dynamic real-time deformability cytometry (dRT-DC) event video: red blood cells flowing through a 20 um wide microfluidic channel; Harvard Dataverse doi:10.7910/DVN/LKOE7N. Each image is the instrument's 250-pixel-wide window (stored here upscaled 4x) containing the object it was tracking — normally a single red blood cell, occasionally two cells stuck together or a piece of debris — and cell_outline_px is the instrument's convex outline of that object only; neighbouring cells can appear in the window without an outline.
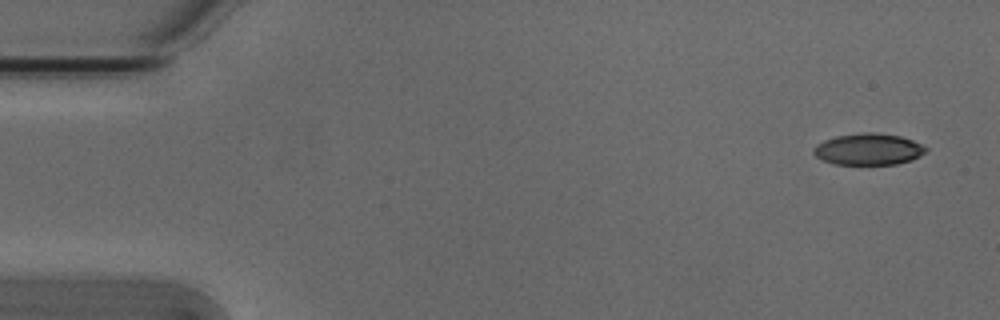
{"species": "Egyptian fruit bat (a non-hibernating species)", "species_latin": "Rousettus aegyptiacus", "temperature_condition": "cold", "stored_images_in_passage": 5, "camera_frame_rate_fps": 3000, "um_per_image_px": 0.085, "animal": {"sex": "male"}, "frame": {"image": 1, "passage_image": 1, "time_ms": 0.0, "image_size_px": [1000, 320], "cell_outline_px": [[928, 148], [920, 156], [912, 160], [896, 164], [832, 164], [816, 156], [812, 152], [812, 148], [816, 144], [824, 140], [836, 136], [860, 132], [876, 132], [900, 136], [912, 140]], "centroid_in_image_um": [73.79, 12.67], "position_along_channel_um": 11.2, "area_um2": 20.69}}
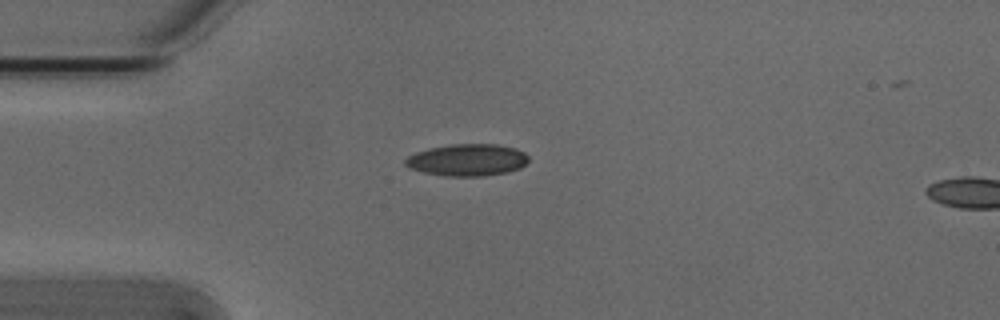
{"frame": {"image": 2, "passage_image": 4, "time_ms": 1.0, "image_size_px": [1000, 320], "cell_outline_px": [[528, 160], [520, 168], [508, 172], [484, 176], [444, 176], [424, 172], [408, 168], [404, 164], [404, 160], [408, 156], [416, 152], [428, 148], [448, 144], [500, 144], [516, 148], [524, 152], [528, 156]], "centroid_in_image_um": [39.71, 13.59], "position_along_channel_um": 45.3, "area_um2": 23.18}}